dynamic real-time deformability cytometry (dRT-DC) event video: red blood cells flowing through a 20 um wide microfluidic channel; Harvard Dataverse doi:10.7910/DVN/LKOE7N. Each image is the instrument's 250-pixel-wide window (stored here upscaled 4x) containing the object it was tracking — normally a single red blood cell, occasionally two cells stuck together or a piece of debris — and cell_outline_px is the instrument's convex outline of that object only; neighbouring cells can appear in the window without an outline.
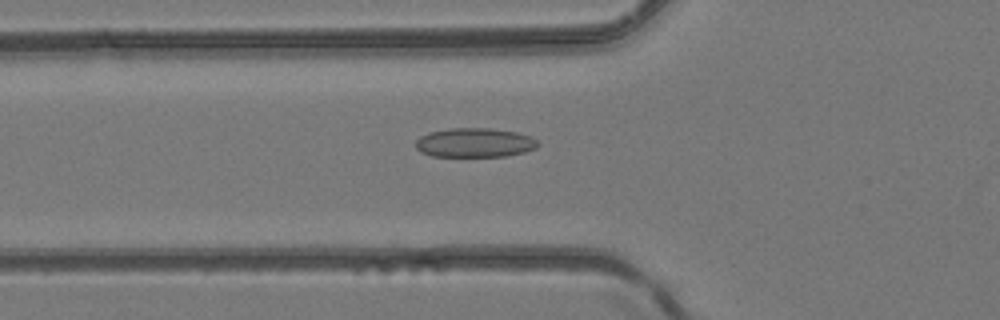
{"species": "common noctule bat (a hibernating species)", "species_latin": "Nyctalus noctula", "temperature_condition": "room temperature", "stored_images_in_passage": 32, "camera_frame_rate_fps": 3000, "um_per_image_px": 0.085, "animal": {"sex": "female", "body_mass_g": 24.6, "forearm_length_mm": 56.2}, "frame": {"image": 1, "passage_image": 18, "time_ms": 5.667, "image_size_px": [1000, 320], "cell_outline_px": [[540, 144], [536, 148], [524, 152], [504, 156], [432, 156], [420, 152], [416, 148], [416, 140], [420, 136], [428, 132], [448, 128], [488, 128], [516, 132], [528, 136], [536, 140]], "centroid_in_image_um": [40.31, 12.12], "position_along_channel_um": 85.5, "area_um2": 20.81}}
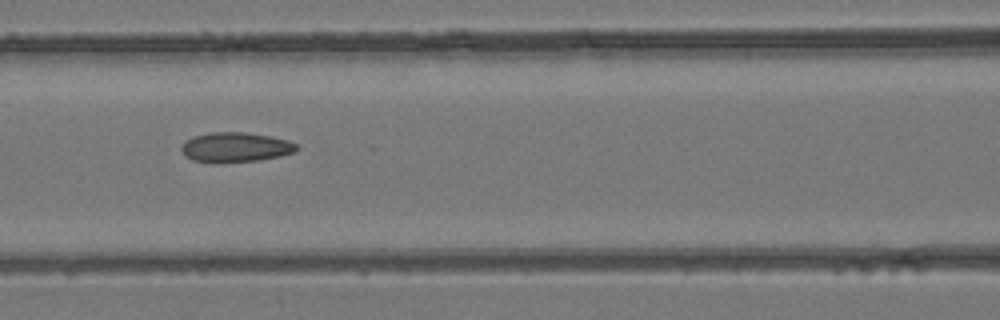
{"frame": {"image": 2, "passage_image": 22, "time_ms": 7.0, "image_size_px": [1000, 320], "cell_outline_px": [[300, 148], [296, 152], [280, 156], [256, 160], [216, 164], [192, 160], [184, 156], [180, 148], [184, 140], [208, 132], [244, 132], [272, 136], [288, 140], [296, 144]], "centroid_in_image_um": [20.0, 12.52], "position_along_channel_um": 146.6, "area_um2": 20.4}}
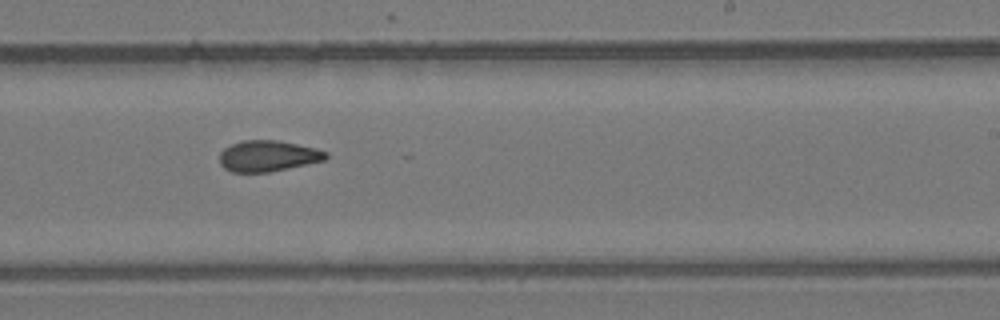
{"frame": {"image": 3, "passage_image": 30, "time_ms": 9.667, "image_size_px": [1000, 320], "cell_outline_px": [[328, 156], [324, 160], [288, 168], [268, 172], [232, 172], [224, 168], [220, 164], [220, 152], [224, 148], [232, 144], [244, 140], [276, 140], [316, 148], [328, 152]], "centroid_in_image_um": [22.76, 13.26], "position_along_channel_um": 266.2, "area_um2": 19.07}}